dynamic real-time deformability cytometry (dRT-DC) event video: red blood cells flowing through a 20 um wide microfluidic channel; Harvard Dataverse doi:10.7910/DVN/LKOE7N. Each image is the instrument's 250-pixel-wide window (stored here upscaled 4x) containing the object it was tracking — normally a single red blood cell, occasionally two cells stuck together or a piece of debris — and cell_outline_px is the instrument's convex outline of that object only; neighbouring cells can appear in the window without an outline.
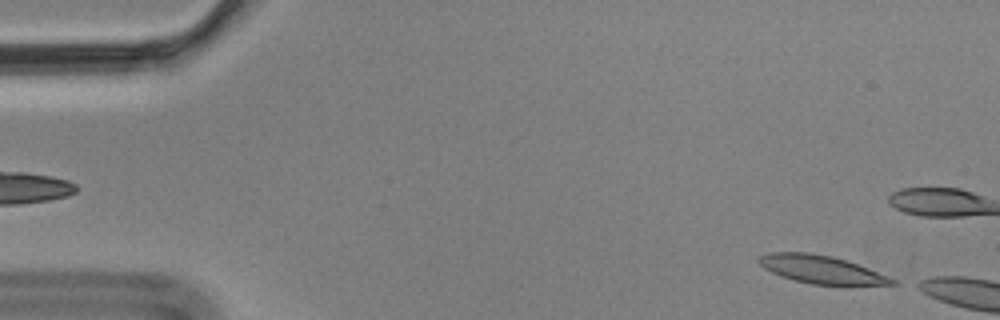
{"species": "Egyptian fruit bat (a non-hibernating species)", "species_latin": "Rousettus aegyptiacus", "temperature_condition": "cold", "stored_images_in_passage": 4, "camera_frame_rate_fps": 3000, "um_per_image_px": 0.085, "animal": {"sex": "male"}, "frame": {"image": 1, "passage_image": 4, "time_ms": 1.0, "image_size_px": [1000, 320], "cell_outline_px": [[900, 284], [848, 288], [844, 288], [812, 284], [780, 276], [764, 268], [756, 260], [756, 256], [768, 252], [808, 252], [832, 256], [868, 268], [896, 280]], "centroid_in_image_um": [69.87, 22.96], "position_along_channel_um": 15.1, "area_um2": 22.72}}